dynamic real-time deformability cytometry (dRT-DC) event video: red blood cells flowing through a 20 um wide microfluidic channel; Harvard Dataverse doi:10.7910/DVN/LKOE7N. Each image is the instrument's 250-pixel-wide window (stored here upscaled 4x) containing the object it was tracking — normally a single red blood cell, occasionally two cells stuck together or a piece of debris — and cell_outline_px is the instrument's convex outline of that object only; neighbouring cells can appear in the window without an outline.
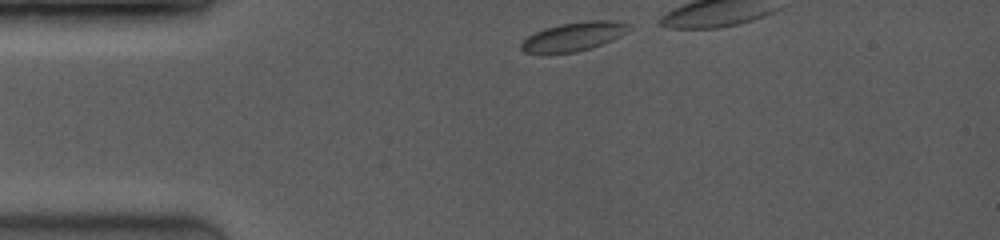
{"species": "common noctule bat (a hibernating species)", "species_latin": "Nyctalus noctula", "temperature_condition": "room temperature", "stored_images_in_passage": 9, "camera_frame_rate_fps": 3500, "um_per_image_px": 0.085, "animal": {"sex": "female", "body_mass_g": 19.0, "forearm_length_mm": 53.3}, "frame": {"image": 1, "passage_image": 1, "time_ms": 0.0, "image_size_px": [1000, 240], "cell_outline_px": [[632, 24], [620, 36], [612, 40], [592, 48], [576, 52], [548, 56], [524, 52], [520, 48], [520, 44], [528, 36], [544, 28], [560, 24], [588, 20], [608, 20]], "centroid_in_image_um": [48.69, 3.15], "position_along_channel_um": 36.3, "area_um2": 18.5}}